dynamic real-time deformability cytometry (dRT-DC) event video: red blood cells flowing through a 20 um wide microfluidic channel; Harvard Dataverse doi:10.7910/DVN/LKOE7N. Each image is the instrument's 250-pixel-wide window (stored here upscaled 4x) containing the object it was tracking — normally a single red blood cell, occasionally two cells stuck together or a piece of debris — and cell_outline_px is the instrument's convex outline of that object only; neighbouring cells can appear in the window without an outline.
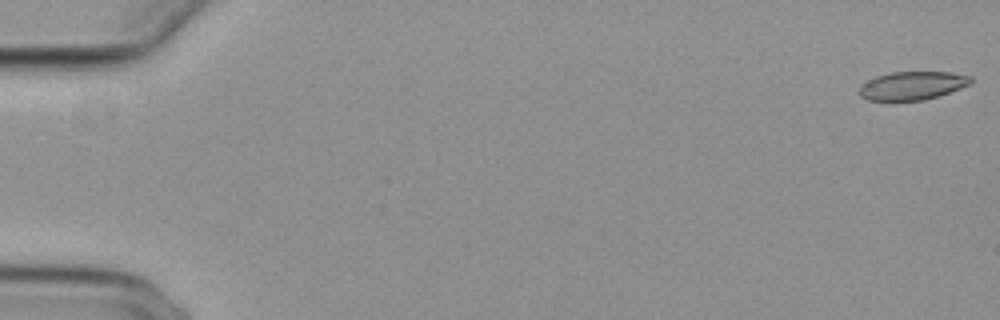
{"species": "common noctule bat (a hibernating species)", "species_latin": "Nyctalus noctula", "temperature_condition": "cold", "stored_images_in_passage": 56, "camera_frame_rate_fps": 3000, "um_per_image_px": 0.085, "animal": {"sex": "female", "body_mass_g": 29.2, "forearm_length_mm": 56.3}, "frame": {"image": 1, "passage_image": 1, "time_ms": 0.0, "image_size_px": [1000, 320], "cell_outline_px": [[972, 84], [924, 100], [868, 100], [860, 96], [860, 84], [876, 76], [892, 72], [952, 72], [972, 76]], "centroid_in_image_um": [77.56, 7.26], "position_along_channel_um": 7.4, "area_um2": 18.32}}
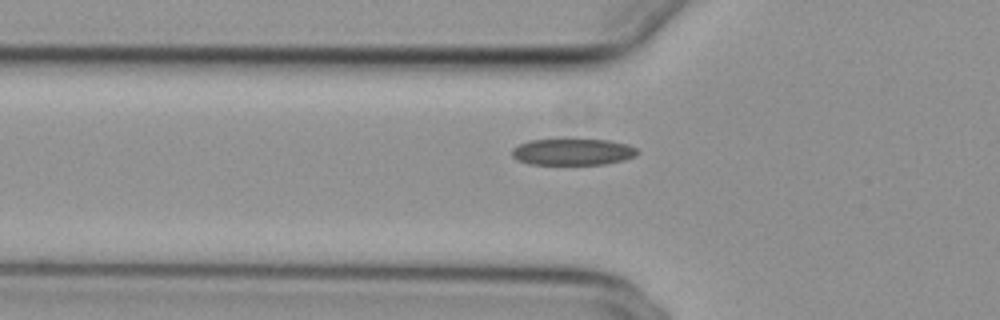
{"frame": {"image": 2, "passage_image": 20, "time_ms": 6.333, "image_size_px": [1000, 320], "cell_outline_px": [[640, 152], [636, 156], [624, 160], [604, 164], [528, 164], [516, 160], [512, 156], [512, 148], [528, 140], [608, 140], [628, 144], [636, 148]], "centroid_in_image_um": [48.69, 12.92], "position_along_channel_um": 77.1, "area_um2": 19.36}}
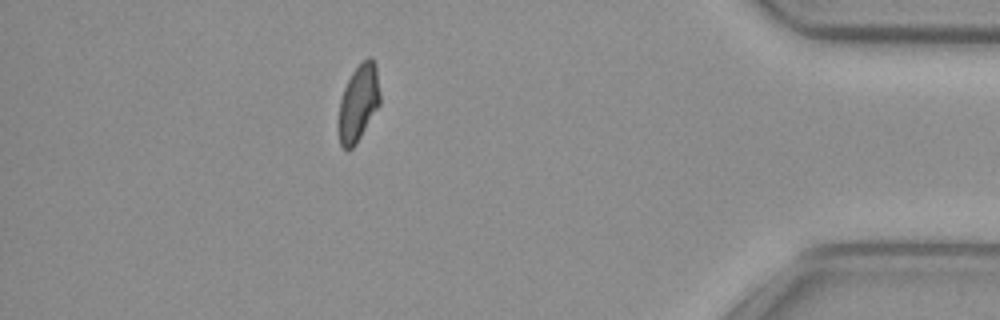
{"frame": {"image": 3, "passage_image": 50, "time_ms": 16.333, "image_size_px": [1000, 320], "cell_outline_px": [[380, 104], [356, 144], [352, 148], [344, 148], [340, 144], [340, 100], [344, 88], [352, 72], [368, 56], [372, 56], [376, 64], [380, 92]], "centroid_in_image_um": [30.51, 8.69], "position_along_channel_um": 404.7, "area_um2": 18.15}, "authors_computed_cell_mechanics": {"area_um2": 19.4786, "velocity_mm_per_s": 3.7163, "shape_relaxation_time_tau1_ms": null, "shape_relaxation_time_tau2_ms": 3.4164, "deformation_change_tau1": null, "deformation_change_tau2": 0.0879}}